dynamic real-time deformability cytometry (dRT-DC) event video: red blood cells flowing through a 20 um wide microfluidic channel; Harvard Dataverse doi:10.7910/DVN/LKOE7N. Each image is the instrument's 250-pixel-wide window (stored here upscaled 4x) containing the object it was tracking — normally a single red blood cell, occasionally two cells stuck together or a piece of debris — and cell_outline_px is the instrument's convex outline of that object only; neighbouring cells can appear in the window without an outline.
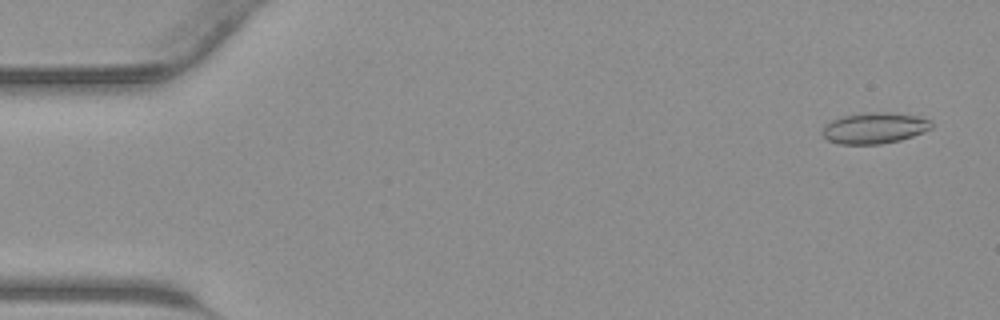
{"species": "common noctule bat (a hibernating species)", "species_latin": "Nyctalus noctula", "temperature_condition": "warm", "stored_images_in_passage": 43, "camera_frame_rate_fps": 3000, "um_per_image_px": 0.085, "animal": {"sex": "male", "body_mass_g": 23.1, "forearm_length_mm": 52.7}, "frame": {"image": 1, "passage_image": 2, "time_ms": 0.333, "image_size_px": [1000, 320], "cell_outline_px": [[932, 128], [912, 136], [900, 140], [880, 144], [836, 144], [828, 140], [820, 132], [824, 124], [832, 120], [844, 116], [860, 112], [888, 112], [916, 116], [932, 120]], "centroid_in_image_um": [74.29, 10.88], "position_along_channel_um": 10.7, "area_um2": 19.88}}
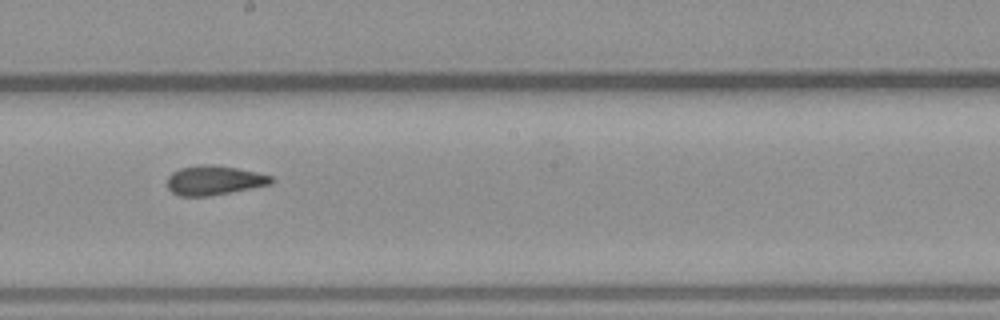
{"frame": {"image": 2, "passage_image": 24, "time_ms": 7.667, "image_size_px": [1000, 320], "cell_outline_px": [[276, 180], [272, 184], [208, 196], [180, 196], [172, 192], [168, 188], [168, 176], [172, 172], [180, 168], [196, 164], [212, 164], [236, 168], [256, 172], [272, 176]], "centroid_in_image_um": [18.2, 15.31], "position_along_channel_um": 230.0, "area_um2": 17.86}}
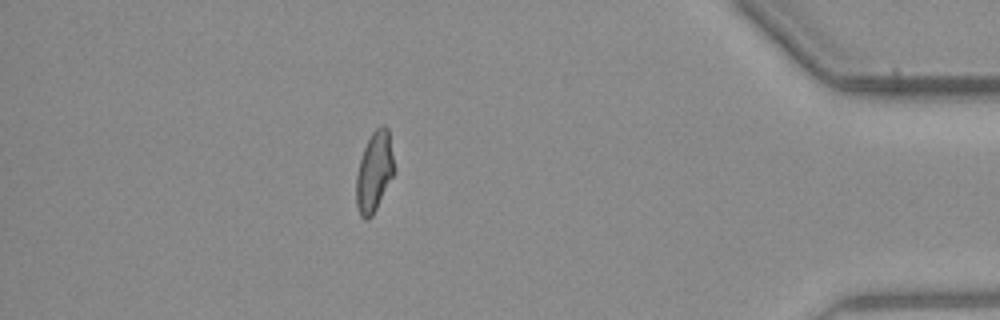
{"frame": {"image": 3, "passage_image": 38, "time_ms": 12.333, "image_size_px": [1000, 320], "cell_outline_px": [[396, 172], [372, 216], [368, 220], [364, 220], [360, 216], [356, 204], [356, 176], [360, 160], [364, 148], [372, 132], [380, 124], [384, 124], [388, 128], [396, 168]], "centroid_in_image_um": [31.84, 14.6], "position_along_channel_um": 403.4, "area_um2": 18.09}}